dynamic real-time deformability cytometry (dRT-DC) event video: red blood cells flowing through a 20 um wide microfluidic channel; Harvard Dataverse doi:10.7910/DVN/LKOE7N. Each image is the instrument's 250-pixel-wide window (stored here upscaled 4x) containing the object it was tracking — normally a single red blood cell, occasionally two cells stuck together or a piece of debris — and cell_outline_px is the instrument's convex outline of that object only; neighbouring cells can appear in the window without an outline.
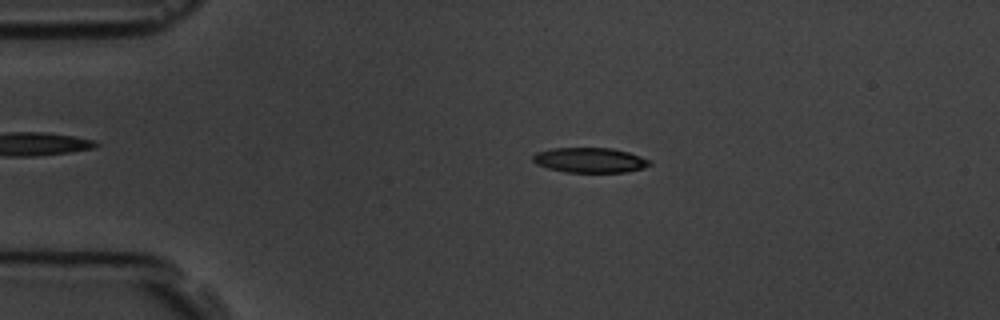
{"species": "common noctule bat (a hibernating species)", "species_latin": "Nyctalus noctula", "temperature_condition": "room temperature", "stored_images_in_passage": 5, "camera_frame_rate_fps": 3000, "um_per_image_px": 0.085, "animal": {"sex": "male", "body_mass_g": 19.5, "forearm_length_mm": 54.6}, "frame": {"image": 1, "passage_image": 3, "time_ms": 2.333, "image_size_px": [1000, 320], "cell_outline_px": [[652, 164], [644, 168], [624, 172], [564, 172], [548, 168], [536, 164], [532, 160], [532, 156], [536, 152], [552, 148], [612, 148], [628, 152], [652, 160]], "centroid_in_image_um": [50.15, 13.61], "position_along_channel_um": 34.9, "area_um2": 17.11}}
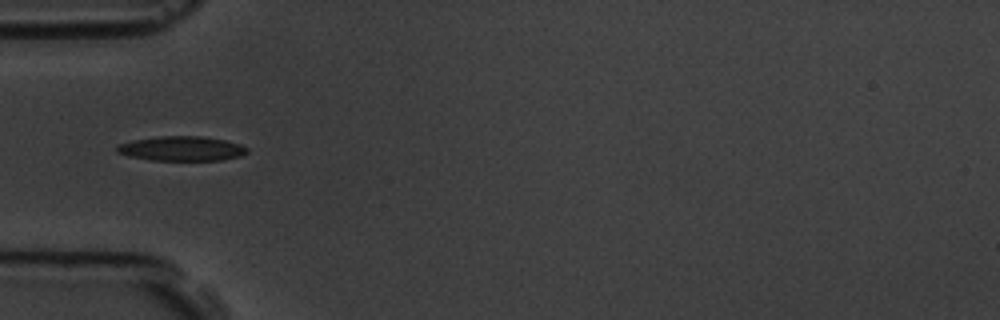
{"frame": {"image": 2, "passage_image": 5, "time_ms": 4.333, "image_size_px": [1000, 320], "cell_outline_px": [[248, 152], [240, 156], [220, 160], [152, 160], [128, 156], [116, 152], [116, 144], [132, 140], [160, 136], [204, 136], [224, 140], [240, 144], [248, 148]], "centroid_in_image_um": [15.41, 12.62], "position_along_channel_um": 69.6, "area_um2": 18.73}}